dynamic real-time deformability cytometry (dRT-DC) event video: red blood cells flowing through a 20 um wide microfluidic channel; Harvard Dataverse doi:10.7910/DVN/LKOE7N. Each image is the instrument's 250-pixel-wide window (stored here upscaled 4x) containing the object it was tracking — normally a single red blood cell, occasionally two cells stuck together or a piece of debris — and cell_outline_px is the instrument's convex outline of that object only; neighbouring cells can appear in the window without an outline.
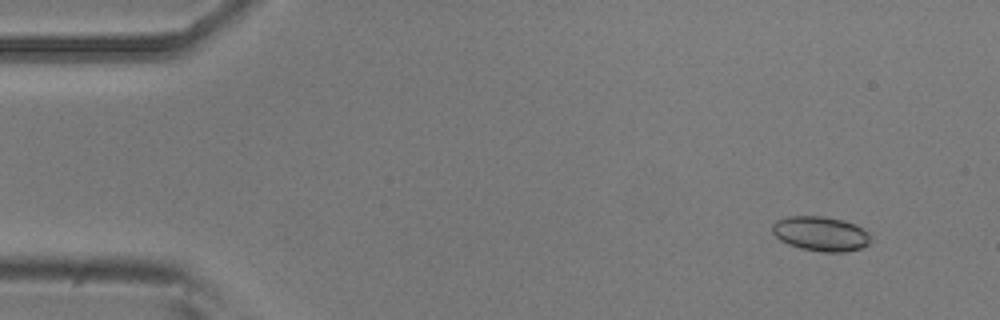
{"species": "common noctule bat (a hibernating species)", "species_latin": "Nyctalus noctula", "temperature_condition": "room temperature", "stored_images_in_passage": 5, "camera_frame_rate_fps": 3000, "um_per_image_px": 0.085, "animal": {"sex": "male", "body_mass_g": 20.5, "forearm_length_mm": 52.5}, "frame": {"image": 1, "passage_image": 2, "time_ms": 0.333, "image_size_px": [1000, 320], "cell_outline_px": [[868, 244], [860, 248], [844, 252], [820, 252], [800, 248], [788, 244], [780, 240], [772, 232], [772, 224], [776, 220], [788, 216], [820, 216], [844, 220], [856, 224], [868, 236]], "centroid_in_image_um": [69.69, 19.86], "position_along_channel_um": 15.3, "area_um2": 19.65}}
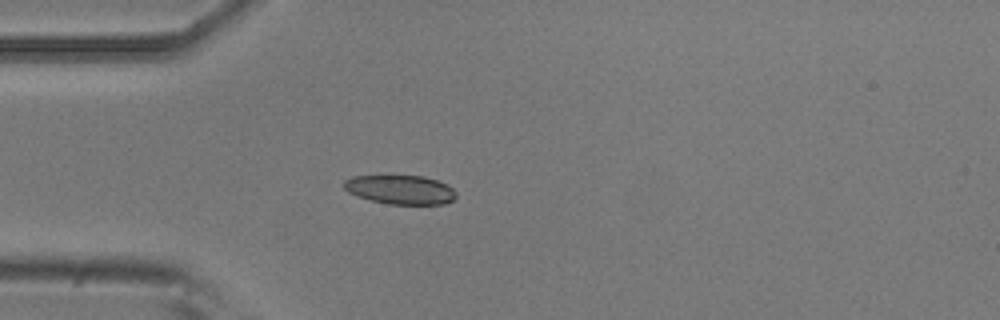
{"frame": {"image": 2, "passage_image": 5, "time_ms": 1.333, "image_size_px": [1000, 320], "cell_outline_px": [[456, 196], [452, 200], [444, 204], [388, 204], [356, 196], [348, 192], [344, 188], [344, 180], [352, 176], [424, 176], [448, 184], [456, 192]], "centroid_in_image_um": [34.03, 16.12], "position_along_channel_um": 51.0, "area_um2": 18.96}}